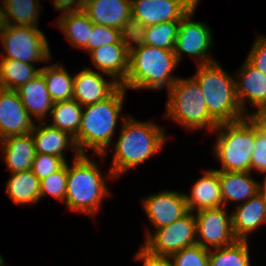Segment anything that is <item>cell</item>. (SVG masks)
<instances>
[{"label":"cell","mask_w":266,"mask_h":266,"mask_svg":"<svg viewBox=\"0 0 266 266\" xmlns=\"http://www.w3.org/2000/svg\"><path fill=\"white\" fill-rule=\"evenodd\" d=\"M143 208L152 225L159 229L172 224L189 212L185 193L161 191L143 199Z\"/></svg>","instance_id":"5bb4252c"},{"label":"cell","mask_w":266,"mask_h":266,"mask_svg":"<svg viewBox=\"0 0 266 266\" xmlns=\"http://www.w3.org/2000/svg\"><path fill=\"white\" fill-rule=\"evenodd\" d=\"M178 64L173 51L143 45L129 54V69L121 86L125 90H158L167 86L169 90L179 79L171 75Z\"/></svg>","instance_id":"277c9868"},{"label":"cell","mask_w":266,"mask_h":266,"mask_svg":"<svg viewBox=\"0 0 266 266\" xmlns=\"http://www.w3.org/2000/svg\"><path fill=\"white\" fill-rule=\"evenodd\" d=\"M204 173L192 187L191 195L185 194L187 206L191 212L222 206L218 170H205Z\"/></svg>","instance_id":"44dd1931"},{"label":"cell","mask_w":266,"mask_h":266,"mask_svg":"<svg viewBox=\"0 0 266 266\" xmlns=\"http://www.w3.org/2000/svg\"><path fill=\"white\" fill-rule=\"evenodd\" d=\"M38 123L40 125L35 124L31 132L36 154L55 155L66 160L63 155L65 149L79 153L74 137L69 133L50 126L46 121Z\"/></svg>","instance_id":"ffe728a7"},{"label":"cell","mask_w":266,"mask_h":266,"mask_svg":"<svg viewBox=\"0 0 266 266\" xmlns=\"http://www.w3.org/2000/svg\"><path fill=\"white\" fill-rule=\"evenodd\" d=\"M6 191L14 203L30 205L40 200V180L32 170L11 173Z\"/></svg>","instance_id":"484cf974"},{"label":"cell","mask_w":266,"mask_h":266,"mask_svg":"<svg viewBox=\"0 0 266 266\" xmlns=\"http://www.w3.org/2000/svg\"><path fill=\"white\" fill-rule=\"evenodd\" d=\"M89 53L92 63L100 72L112 77L120 85L125 82L129 69V53L121 40L95 48Z\"/></svg>","instance_id":"e0dca14e"},{"label":"cell","mask_w":266,"mask_h":266,"mask_svg":"<svg viewBox=\"0 0 266 266\" xmlns=\"http://www.w3.org/2000/svg\"><path fill=\"white\" fill-rule=\"evenodd\" d=\"M2 5L9 25L37 27L40 12L37 0H3Z\"/></svg>","instance_id":"4dcf8cb0"},{"label":"cell","mask_w":266,"mask_h":266,"mask_svg":"<svg viewBox=\"0 0 266 266\" xmlns=\"http://www.w3.org/2000/svg\"><path fill=\"white\" fill-rule=\"evenodd\" d=\"M247 60L266 75V36H258L248 54Z\"/></svg>","instance_id":"f35d334b"},{"label":"cell","mask_w":266,"mask_h":266,"mask_svg":"<svg viewBox=\"0 0 266 266\" xmlns=\"http://www.w3.org/2000/svg\"><path fill=\"white\" fill-rule=\"evenodd\" d=\"M3 260H4L3 257L0 255V263H1Z\"/></svg>","instance_id":"bcb514c9"},{"label":"cell","mask_w":266,"mask_h":266,"mask_svg":"<svg viewBox=\"0 0 266 266\" xmlns=\"http://www.w3.org/2000/svg\"><path fill=\"white\" fill-rule=\"evenodd\" d=\"M259 193L264 197L266 201V173L262 185L261 183H259Z\"/></svg>","instance_id":"ee69618b"},{"label":"cell","mask_w":266,"mask_h":266,"mask_svg":"<svg viewBox=\"0 0 266 266\" xmlns=\"http://www.w3.org/2000/svg\"><path fill=\"white\" fill-rule=\"evenodd\" d=\"M67 188V162L58 171L50 174L40 181V199L45 195H51L62 202L65 201Z\"/></svg>","instance_id":"e575fe53"},{"label":"cell","mask_w":266,"mask_h":266,"mask_svg":"<svg viewBox=\"0 0 266 266\" xmlns=\"http://www.w3.org/2000/svg\"><path fill=\"white\" fill-rule=\"evenodd\" d=\"M214 156L221 162L218 171L251 172L255 148V123L245 117L236 122L219 123Z\"/></svg>","instance_id":"8992f818"},{"label":"cell","mask_w":266,"mask_h":266,"mask_svg":"<svg viewBox=\"0 0 266 266\" xmlns=\"http://www.w3.org/2000/svg\"><path fill=\"white\" fill-rule=\"evenodd\" d=\"M180 21H169L146 26L145 45L174 50Z\"/></svg>","instance_id":"1f68e13d"},{"label":"cell","mask_w":266,"mask_h":266,"mask_svg":"<svg viewBox=\"0 0 266 266\" xmlns=\"http://www.w3.org/2000/svg\"><path fill=\"white\" fill-rule=\"evenodd\" d=\"M40 73L45 79L48 93L54 103L73 99L74 76H70L65 67L58 64L44 66Z\"/></svg>","instance_id":"4316f807"},{"label":"cell","mask_w":266,"mask_h":266,"mask_svg":"<svg viewBox=\"0 0 266 266\" xmlns=\"http://www.w3.org/2000/svg\"><path fill=\"white\" fill-rule=\"evenodd\" d=\"M56 22L71 45L83 50L87 47L93 23L83 10L61 13Z\"/></svg>","instance_id":"d4e9b609"},{"label":"cell","mask_w":266,"mask_h":266,"mask_svg":"<svg viewBox=\"0 0 266 266\" xmlns=\"http://www.w3.org/2000/svg\"><path fill=\"white\" fill-rule=\"evenodd\" d=\"M82 110L83 107L74 99L55 102L50 113L53 122L49 125L75 138L79 132Z\"/></svg>","instance_id":"f1b7e54d"},{"label":"cell","mask_w":266,"mask_h":266,"mask_svg":"<svg viewBox=\"0 0 266 266\" xmlns=\"http://www.w3.org/2000/svg\"><path fill=\"white\" fill-rule=\"evenodd\" d=\"M96 162L87 154L75 153L71 167L67 164L65 204L69 210L94 217L109 189Z\"/></svg>","instance_id":"3957f363"},{"label":"cell","mask_w":266,"mask_h":266,"mask_svg":"<svg viewBox=\"0 0 266 266\" xmlns=\"http://www.w3.org/2000/svg\"><path fill=\"white\" fill-rule=\"evenodd\" d=\"M197 3L180 21L177 39L174 46V54L178 63L182 60V55L187 53L198 59L197 65H205L215 62L208 52L213 46L210 27L203 22L192 21ZM202 60V61H201Z\"/></svg>","instance_id":"30bf717a"},{"label":"cell","mask_w":266,"mask_h":266,"mask_svg":"<svg viewBox=\"0 0 266 266\" xmlns=\"http://www.w3.org/2000/svg\"><path fill=\"white\" fill-rule=\"evenodd\" d=\"M120 40L121 35L119 29L93 23L90 40H88L87 47L84 50L90 52L91 50L101 46L118 43Z\"/></svg>","instance_id":"d590c367"},{"label":"cell","mask_w":266,"mask_h":266,"mask_svg":"<svg viewBox=\"0 0 266 266\" xmlns=\"http://www.w3.org/2000/svg\"><path fill=\"white\" fill-rule=\"evenodd\" d=\"M247 240L209 250V266H251ZM213 250V251H212Z\"/></svg>","instance_id":"f546056e"},{"label":"cell","mask_w":266,"mask_h":266,"mask_svg":"<svg viewBox=\"0 0 266 266\" xmlns=\"http://www.w3.org/2000/svg\"><path fill=\"white\" fill-rule=\"evenodd\" d=\"M7 169L12 173L32 169L36 150L32 133L10 136L0 140Z\"/></svg>","instance_id":"7402d4cb"},{"label":"cell","mask_w":266,"mask_h":266,"mask_svg":"<svg viewBox=\"0 0 266 266\" xmlns=\"http://www.w3.org/2000/svg\"><path fill=\"white\" fill-rule=\"evenodd\" d=\"M4 264H6L5 262H4V260L0 263V266H5Z\"/></svg>","instance_id":"f6af8a7d"},{"label":"cell","mask_w":266,"mask_h":266,"mask_svg":"<svg viewBox=\"0 0 266 266\" xmlns=\"http://www.w3.org/2000/svg\"><path fill=\"white\" fill-rule=\"evenodd\" d=\"M231 214L236 239L248 241V234L266 223V201L258 192L245 203H240Z\"/></svg>","instance_id":"d6986e66"},{"label":"cell","mask_w":266,"mask_h":266,"mask_svg":"<svg viewBox=\"0 0 266 266\" xmlns=\"http://www.w3.org/2000/svg\"><path fill=\"white\" fill-rule=\"evenodd\" d=\"M66 164V160L55 155L36 154L32 172L41 181L47 178L50 174L60 170Z\"/></svg>","instance_id":"8d00e7d4"},{"label":"cell","mask_w":266,"mask_h":266,"mask_svg":"<svg viewBox=\"0 0 266 266\" xmlns=\"http://www.w3.org/2000/svg\"><path fill=\"white\" fill-rule=\"evenodd\" d=\"M200 0H131L132 17L145 26L169 21H181L182 18Z\"/></svg>","instance_id":"7c38bea8"},{"label":"cell","mask_w":266,"mask_h":266,"mask_svg":"<svg viewBox=\"0 0 266 266\" xmlns=\"http://www.w3.org/2000/svg\"><path fill=\"white\" fill-rule=\"evenodd\" d=\"M83 11L92 23L119 30L132 16L131 0H84Z\"/></svg>","instance_id":"ac0fdd59"},{"label":"cell","mask_w":266,"mask_h":266,"mask_svg":"<svg viewBox=\"0 0 266 266\" xmlns=\"http://www.w3.org/2000/svg\"><path fill=\"white\" fill-rule=\"evenodd\" d=\"M120 35L124 47L130 54L134 50L145 45L146 26L138 19L131 16L123 24L120 30Z\"/></svg>","instance_id":"836d02e7"},{"label":"cell","mask_w":266,"mask_h":266,"mask_svg":"<svg viewBox=\"0 0 266 266\" xmlns=\"http://www.w3.org/2000/svg\"><path fill=\"white\" fill-rule=\"evenodd\" d=\"M146 232V241L141 249L155 258H168L197 244L196 218L191 211L172 224L156 229L153 234L147 229Z\"/></svg>","instance_id":"9c48e42d"},{"label":"cell","mask_w":266,"mask_h":266,"mask_svg":"<svg viewBox=\"0 0 266 266\" xmlns=\"http://www.w3.org/2000/svg\"><path fill=\"white\" fill-rule=\"evenodd\" d=\"M168 93L166 118L175 120L188 130L205 128L213 132L219 125L209 114L203 92L192 77H179Z\"/></svg>","instance_id":"52a82bcc"},{"label":"cell","mask_w":266,"mask_h":266,"mask_svg":"<svg viewBox=\"0 0 266 266\" xmlns=\"http://www.w3.org/2000/svg\"><path fill=\"white\" fill-rule=\"evenodd\" d=\"M121 85L107 81L99 72L85 68L74 76L73 99L82 107L103 101L110 97Z\"/></svg>","instance_id":"9a60e30c"},{"label":"cell","mask_w":266,"mask_h":266,"mask_svg":"<svg viewBox=\"0 0 266 266\" xmlns=\"http://www.w3.org/2000/svg\"><path fill=\"white\" fill-rule=\"evenodd\" d=\"M121 133L114 147L108 177L118 178L129 168H134L161 150L166 141L164 128L152 122L123 118Z\"/></svg>","instance_id":"6da1fadb"},{"label":"cell","mask_w":266,"mask_h":266,"mask_svg":"<svg viewBox=\"0 0 266 266\" xmlns=\"http://www.w3.org/2000/svg\"><path fill=\"white\" fill-rule=\"evenodd\" d=\"M250 114L249 118L258 126L260 131L266 134V105L257 108V111Z\"/></svg>","instance_id":"b9f144b4"},{"label":"cell","mask_w":266,"mask_h":266,"mask_svg":"<svg viewBox=\"0 0 266 266\" xmlns=\"http://www.w3.org/2000/svg\"><path fill=\"white\" fill-rule=\"evenodd\" d=\"M0 40L5 51L1 59L33 64L31 62H46L51 58L46 36L38 27L8 25L0 34Z\"/></svg>","instance_id":"ba28073f"},{"label":"cell","mask_w":266,"mask_h":266,"mask_svg":"<svg viewBox=\"0 0 266 266\" xmlns=\"http://www.w3.org/2000/svg\"><path fill=\"white\" fill-rule=\"evenodd\" d=\"M252 169L266 173V134L259 130L255 124V148L252 154Z\"/></svg>","instance_id":"74e56055"},{"label":"cell","mask_w":266,"mask_h":266,"mask_svg":"<svg viewBox=\"0 0 266 266\" xmlns=\"http://www.w3.org/2000/svg\"><path fill=\"white\" fill-rule=\"evenodd\" d=\"M53 3L56 10H62V13L84 9V0H53Z\"/></svg>","instance_id":"ab89813d"},{"label":"cell","mask_w":266,"mask_h":266,"mask_svg":"<svg viewBox=\"0 0 266 266\" xmlns=\"http://www.w3.org/2000/svg\"><path fill=\"white\" fill-rule=\"evenodd\" d=\"M22 104L24 105L29 116H35L36 122L43 120L51 113L53 107V100L48 93L45 79L40 73L34 79L22 84L16 89Z\"/></svg>","instance_id":"603a6c76"},{"label":"cell","mask_w":266,"mask_h":266,"mask_svg":"<svg viewBox=\"0 0 266 266\" xmlns=\"http://www.w3.org/2000/svg\"><path fill=\"white\" fill-rule=\"evenodd\" d=\"M236 78V97L244 114L250 115L246 113L245 100L256 109L266 105V75L246 59Z\"/></svg>","instance_id":"2e32d148"},{"label":"cell","mask_w":266,"mask_h":266,"mask_svg":"<svg viewBox=\"0 0 266 266\" xmlns=\"http://www.w3.org/2000/svg\"><path fill=\"white\" fill-rule=\"evenodd\" d=\"M195 213L197 244L203 248H221L237 240L232 229V214L228 215L224 206Z\"/></svg>","instance_id":"8fae6325"},{"label":"cell","mask_w":266,"mask_h":266,"mask_svg":"<svg viewBox=\"0 0 266 266\" xmlns=\"http://www.w3.org/2000/svg\"><path fill=\"white\" fill-rule=\"evenodd\" d=\"M125 93L120 86L107 99L83 106L79 132L74 138L80 154H86L85 149L90 148L104 158L117 127Z\"/></svg>","instance_id":"7a4b0ae2"},{"label":"cell","mask_w":266,"mask_h":266,"mask_svg":"<svg viewBox=\"0 0 266 266\" xmlns=\"http://www.w3.org/2000/svg\"><path fill=\"white\" fill-rule=\"evenodd\" d=\"M250 175L251 172L218 171L222 206L233 201L245 203L259 192V183Z\"/></svg>","instance_id":"cb8c5ba5"},{"label":"cell","mask_w":266,"mask_h":266,"mask_svg":"<svg viewBox=\"0 0 266 266\" xmlns=\"http://www.w3.org/2000/svg\"><path fill=\"white\" fill-rule=\"evenodd\" d=\"M41 68L13 59L0 60V88L16 90L40 74Z\"/></svg>","instance_id":"83f0119b"},{"label":"cell","mask_w":266,"mask_h":266,"mask_svg":"<svg viewBox=\"0 0 266 266\" xmlns=\"http://www.w3.org/2000/svg\"><path fill=\"white\" fill-rule=\"evenodd\" d=\"M192 78L203 92L209 114L218 123L236 122L247 117L236 97L235 78L229 76L217 62L197 65V72Z\"/></svg>","instance_id":"5b68a950"},{"label":"cell","mask_w":266,"mask_h":266,"mask_svg":"<svg viewBox=\"0 0 266 266\" xmlns=\"http://www.w3.org/2000/svg\"><path fill=\"white\" fill-rule=\"evenodd\" d=\"M137 260H143L144 266H170V263L167 258H155L149 256L145 251L141 248L135 255Z\"/></svg>","instance_id":"60d3db41"},{"label":"cell","mask_w":266,"mask_h":266,"mask_svg":"<svg viewBox=\"0 0 266 266\" xmlns=\"http://www.w3.org/2000/svg\"><path fill=\"white\" fill-rule=\"evenodd\" d=\"M34 125L18 92L0 88V140L31 133Z\"/></svg>","instance_id":"4fadbf2b"},{"label":"cell","mask_w":266,"mask_h":266,"mask_svg":"<svg viewBox=\"0 0 266 266\" xmlns=\"http://www.w3.org/2000/svg\"><path fill=\"white\" fill-rule=\"evenodd\" d=\"M7 16H6V10L5 5L0 6V34L5 30V28L8 26Z\"/></svg>","instance_id":"7bdbcfd3"},{"label":"cell","mask_w":266,"mask_h":266,"mask_svg":"<svg viewBox=\"0 0 266 266\" xmlns=\"http://www.w3.org/2000/svg\"><path fill=\"white\" fill-rule=\"evenodd\" d=\"M170 266H209V249L196 244L167 258Z\"/></svg>","instance_id":"d6a6232c"}]
</instances>
